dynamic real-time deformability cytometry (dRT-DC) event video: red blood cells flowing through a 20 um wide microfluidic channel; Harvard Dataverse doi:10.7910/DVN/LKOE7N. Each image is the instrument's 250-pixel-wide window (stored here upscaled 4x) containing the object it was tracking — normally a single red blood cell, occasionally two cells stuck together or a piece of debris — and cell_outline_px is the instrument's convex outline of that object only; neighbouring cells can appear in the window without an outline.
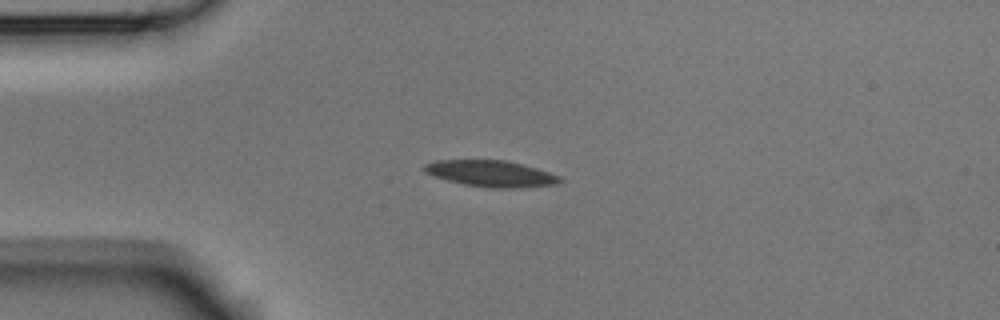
{"species": "Egyptian fruit bat (a non-hibernating species)", "species_latin": "Rousettus aegyptiacus", "temperature_condition": "room temperature", "stored_images_in_passage": 9, "camera_frame_rate_fps": 3000, "um_per_image_px": 0.085, "animal": {"sex": "male"}, "frame": {"image": 1, "passage_image": 2, "time_ms": 0.333, "image_size_px": [1000, 320], "cell_outline_px": [[564, 180], [556, 184], [520, 188], [492, 188], [464, 184], [448, 180], [436, 176], [428, 172], [424, 168], [424, 164], [436, 160], [504, 160], [536, 168], [560, 176]], "centroid_in_image_um": [41.78, 14.76], "position_along_channel_um": 43.2, "area_um2": 20.46}}
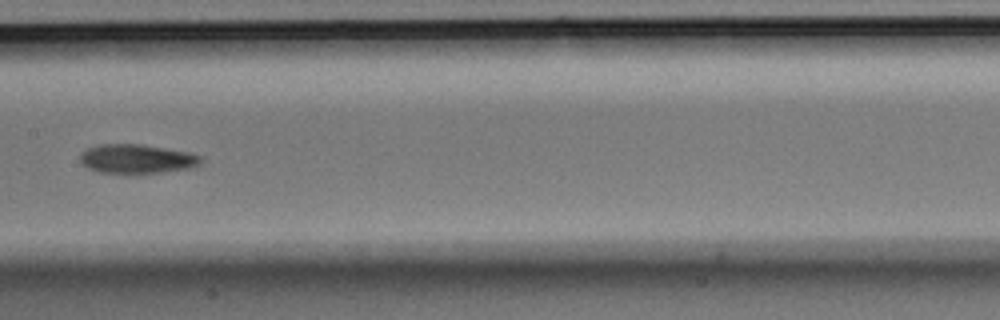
{"frame": {"image": 2, "passage_image": 6, "time_ms": 1.667, "image_size_px": [1000, 320], "cell_outline_px": [[204, 156], [200, 164], [196, 168], [128, 176], [100, 172], [88, 168], [80, 160], [80, 152], [96, 144], [144, 144], [188, 152]], "centroid_in_image_um": [11.66, 13.53], "position_along_channel_um": 195.7, "area_um2": 21.44}}
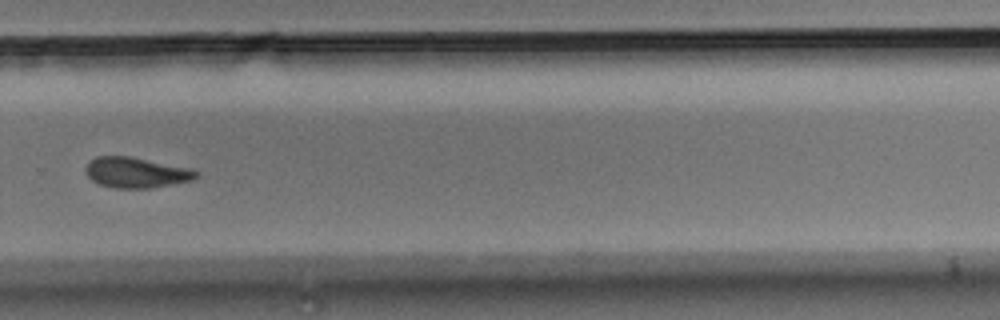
{"frame": {"image": 3, "passage_image": 9, "time_ms": 2.667, "image_size_px": [1000, 320], "cell_outline_px": [[200, 176], [192, 180], [172, 184], [148, 188], [116, 188], [100, 184], [92, 180], [84, 172], [84, 168], [88, 160], [96, 156], [128, 156], [192, 168], [200, 172]], "centroid_in_image_um": [11.57, 14.65], "position_along_channel_um": 318.2, "area_um2": 19.83}}